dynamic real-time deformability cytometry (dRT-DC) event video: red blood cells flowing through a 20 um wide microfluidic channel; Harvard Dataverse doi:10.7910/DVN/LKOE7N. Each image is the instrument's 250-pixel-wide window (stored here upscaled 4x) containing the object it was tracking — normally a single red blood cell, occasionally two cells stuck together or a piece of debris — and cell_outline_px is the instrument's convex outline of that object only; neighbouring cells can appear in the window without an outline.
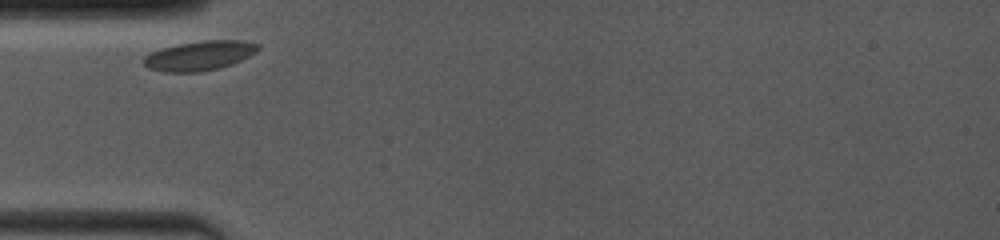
{"species": "common noctule bat (a hibernating species)", "species_latin": "Nyctalus noctula", "temperature_condition": "room temperature", "stored_images_in_passage": 3, "camera_frame_rate_fps": 4000, "um_per_image_px": 0.085, "animal": {"sex": "female", "body_mass_g": 19.0, "forearm_length_mm": 53.3}, "frame": {"image": 1, "passage_image": 1, "time_ms": 0.0, "image_size_px": [1000, 240], "cell_outline_px": [[260, 48], [256, 52], [232, 64], [220, 68], [200, 72], [164, 72], [148, 68], [144, 64], [144, 56], [160, 48], [176, 44], [204, 40], [244, 40], [260, 44]], "centroid_in_image_um": [16.97, 4.72], "position_along_channel_um": 68.0, "area_um2": 19.83}}
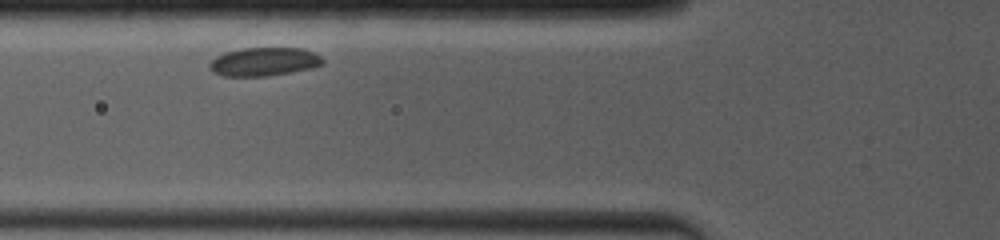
{"frame": {"image": 2, "passage_image": 2, "time_ms": 1.0, "image_size_px": [1000, 240], "cell_outline_px": [[324, 64], [312, 68], [268, 76], [224, 76], [212, 72], [208, 68], [208, 64], [216, 56], [224, 52], [240, 48], [304, 48], [320, 56], [324, 60]], "centroid_in_image_um": [22.42, 5.24], "position_along_channel_um": 103.4, "area_um2": 18.96}}
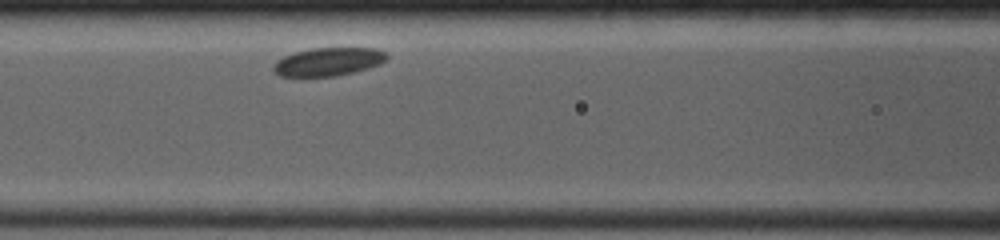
{"frame": {"image": 3, "passage_image": 3, "time_ms": 2.0, "image_size_px": [1000, 240], "cell_outline_px": [[388, 56], [380, 64], [368, 68], [336, 76], [280, 76], [272, 68], [276, 60], [292, 52], [312, 48], [376, 48], [384, 52]], "centroid_in_image_um": [27.88, 5.24], "position_along_channel_um": 138.7, "area_um2": 18.55}}